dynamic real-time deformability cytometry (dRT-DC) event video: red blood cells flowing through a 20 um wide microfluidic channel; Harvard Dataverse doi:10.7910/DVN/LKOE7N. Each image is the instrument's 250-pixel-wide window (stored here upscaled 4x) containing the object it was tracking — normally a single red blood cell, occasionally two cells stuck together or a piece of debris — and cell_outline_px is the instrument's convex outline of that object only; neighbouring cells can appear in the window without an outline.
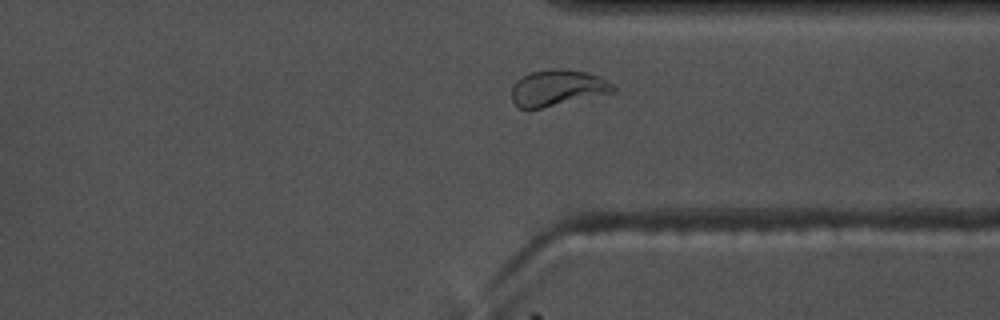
{"species": "common noctule bat (a hibernating species)", "species_latin": "Nyctalus noctula", "temperature_condition": "warm", "stored_images_in_passage": 30, "camera_frame_rate_fps": 3000, "um_per_image_px": 0.085, "animal": {"sex": "male", "body_mass_g": 17.5, "forearm_length_mm": 52.3}, "frame": {"image": 1, "passage_image": 26, "time_ms": 8.333, "image_size_px": [1000, 320], "cell_outline_px": [[616, 88], [612, 92], [540, 108], [520, 108], [512, 100], [512, 84], [516, 80], [532, 72], [552, 68], [560, 68], [588, 72], [612, 84]], "centroid_in_image_um": [47.34, 7.45], "position_along_channel_um": 364.1, "area_um2": 20.87}, "authors_computed_cell_mechanics": {"area_um2": 20.2878, "velocity_mm_per_s": 3.6155, "shape_relaxation_time_tau1_ms": 4.2484, "shape_relaxation_time_tau2_ms": 0.997, "deformation_change_tau1": 0.1632, "deformation_change_tau2": 0.0546}}